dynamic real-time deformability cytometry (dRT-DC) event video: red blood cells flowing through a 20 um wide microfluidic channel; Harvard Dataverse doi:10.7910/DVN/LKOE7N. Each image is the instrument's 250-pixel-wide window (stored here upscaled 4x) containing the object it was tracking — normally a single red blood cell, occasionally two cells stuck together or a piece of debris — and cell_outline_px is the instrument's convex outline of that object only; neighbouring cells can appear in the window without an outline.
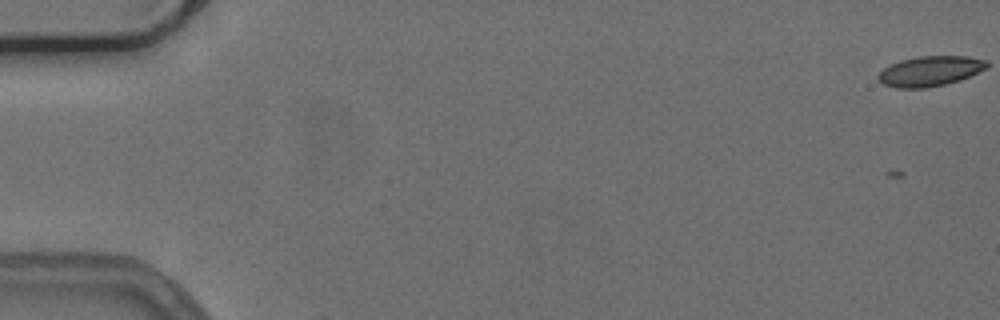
{"species": "common noctule bat (a hibernating species)", "species_latin": "Nyctalus noctula", "temperature_condition": "cold", "stored_images_in_passage": 17, "camera_frame_rate_fps": 3000, "um_per_image_px": 0.085, "animal": {"sex": "female", "body_mass_g": 24.6, "forearm_length_mm": 56.2}, "frame": {"image": 1, "passage_image": 1, "time_ms": 0.0, "image_size_px": [1000, 320], "cell_outline_px": [[984, 64], [980, 68], [964, 76], [952, 80], [936, 84], [896, 84], [912, 60], [972, 60]], "centroid_in_image_um": [79.65, 6.05], "position_along_channel_um": 5.3, "area_um2": 11.04}}